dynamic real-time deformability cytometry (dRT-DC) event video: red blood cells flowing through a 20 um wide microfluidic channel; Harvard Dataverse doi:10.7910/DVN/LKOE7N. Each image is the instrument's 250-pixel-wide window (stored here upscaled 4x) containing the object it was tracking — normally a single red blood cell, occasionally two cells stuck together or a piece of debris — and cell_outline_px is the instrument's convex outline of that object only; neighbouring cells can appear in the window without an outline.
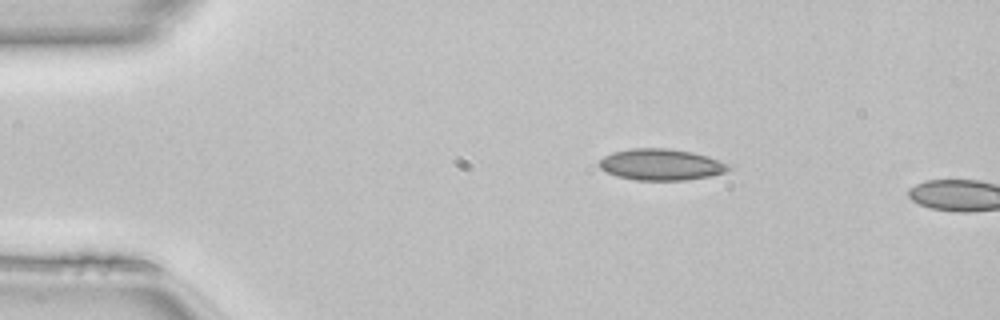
{"species": "common noctule bat (a hibernating species)", "species_latin": "Nyctalus noctula", "temperature_condition": "room temperature", "stored_images_in_passage": 3, "camera_frame_rate_fps": 3000, "um_per_image_px": 0.085, "animal": {"sex": "female", "body_mass_g": 22.7, "forearm_length_mm": 54.2}, "frame": {"image": 1, "passage_image": 1, "time_ms": 0.0, "image_size_px": [1000, 320], "cell_outline_px": [[732, 168], [724, 172], [708, 176], [684, 180], [636, 180], [616, 176], [600, 168], [596, 164], [604, 156], [612, 152], [632, 148], [668, 148], [692, 152], [708, 156], [732, 164]], "centroid_in_image_um": [56.19, 13.98], "position_along_channel_um": 28.8, "area_um2": 23.76}}